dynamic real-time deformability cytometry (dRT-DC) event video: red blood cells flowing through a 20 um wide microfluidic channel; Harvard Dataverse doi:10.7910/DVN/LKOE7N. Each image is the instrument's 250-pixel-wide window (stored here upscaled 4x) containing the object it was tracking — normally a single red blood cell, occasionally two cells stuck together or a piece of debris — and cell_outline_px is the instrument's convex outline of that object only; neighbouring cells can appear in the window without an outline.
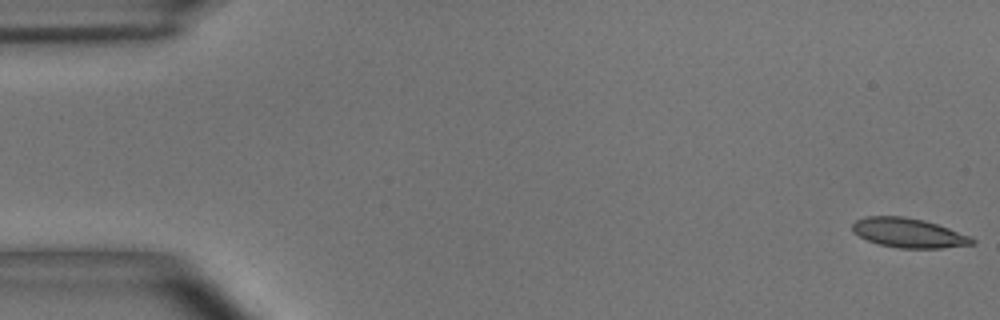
{"species": "common noctule bat (a hibernating species)", "species_latin": "Nyctalus noctula", "temperature_condition": "room temperature", "stored_images_in_passage": 52, "camera_frame_rate_fps": 3000, "um_per_image_px": 0.085, "animal": {"sex": "male", "body_mass_g": 15.6}, "frame": {"image": 1, "passage_image": 1, "time_ms": 0.0, "image_size_px": [1000, 320], "cell_outline_px": [[976, 244], [940, 248], [900, 248], [880, 244], [868, 240], [852, 232], [852, 224], [856, 220], [864, 216], [904, 216], [924, 220], [972, 236], [976, 240]], "centroid_in_image_um": [77.25, 19.79], "position_along_channel_um": 7.8, "area_um2": 20.58}}
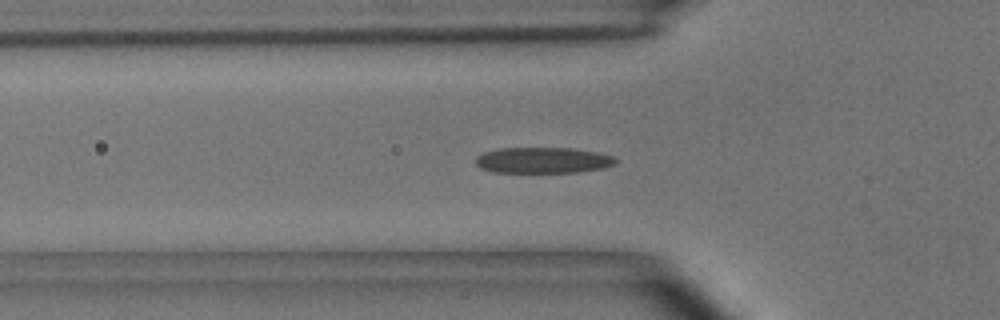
{"frame": {"image": 2, "passage_image": 18, "time_ms": 5.667, "image_size_px": [1000, 320], "cell_outline_px": [[620, 160], [616, 164], [604, 168], [576, 172], [492, 172], [480, 168], [476, 164], [476, 156], [484, 152], [500, 148], [568, 148], [596, 152], [612, 156]], "centroid_in_image_um": [46.16, 13.62], "position_along_channel_um": 79.6, "area_um2": 21.15}}
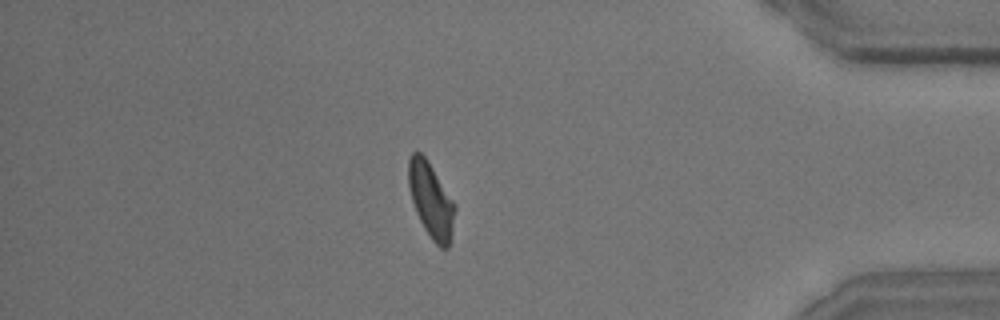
{"frame": {"image": 3, "passage_image": 47, "time_ms": 15.333, "image_size_px": [1000, 320], "cell_outline_px": [[456, 208], [448, 248], [440, 248], [432, 240], [424, 228], [416, 212], [408, 188], [408, 160], [412, 152], [420, 152], [428, 160], [456, 204]], "centroid_in_image_um": [36.63, 16.99], "position_along_channel_um": 398.6, "area_um2": 20.29}, "authors_computed_cell_mechanics": {"area_um2": 21.0103, "velocity_mm_per_s": 3.6658, "shape_relaxation_time_tau1_ms": 5.0153, "shape_relaxation_time_tau2_ms": 2.1385, "deformation_change_tau1": 0.1732, "deformation_change_tau2": 0.0975}}